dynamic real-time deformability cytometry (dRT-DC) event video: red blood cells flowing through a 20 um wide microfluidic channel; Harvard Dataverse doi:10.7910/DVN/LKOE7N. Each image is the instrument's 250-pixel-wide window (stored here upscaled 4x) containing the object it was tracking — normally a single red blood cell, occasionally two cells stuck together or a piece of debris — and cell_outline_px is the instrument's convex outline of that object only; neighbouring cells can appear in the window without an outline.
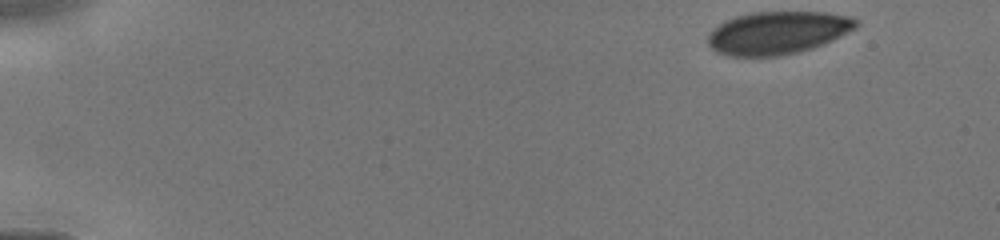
{"species": "human", "species_latin": "Homo sapiens", "temperature_condition": "cold", "stored_images_in_passage": 23, "camera_frame_rate_fps": 3000, "um_per_image_px": 0.085, "donor": {"sex": "male"}, "frame": {"image": 1, "passage_image": 1, "time_ms": 0.0, "image_size_px": [1000, 240], "cell_outline_px": [[860, 24], [856, 28], [832, 40], [812, 48], [780, 56], [728, 56], [716, 52], [708, 44], [708, 32], [712, 28], [724, 20], [736, 16], [752, 12], [824, 12], [852, 16]], "centroid_in_image_um": [66.07, 2.78], "position_along_channel_um": 18.9, "area_um2": 37.17}}
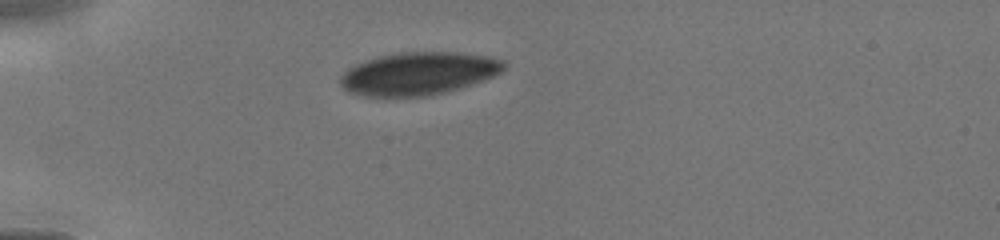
{"frame": {"image": 2, "passage_image": 18, "time_ms": 3.0, "image_size_px": [1000, 240], "cell_outline_px": [[504, 68], [500, 72], [492, 76], [444, 92], [428, 96], [364, 96], [348, 92], [340, 84], [340, 76], [348, 68], [364, 60], [376, 56], [396, 52], [460, 52], [488, 56], [500, 60], [504, 64]], "centroid_in_image_um": [35.49, 6.23], "position_along_channel_um": 49.5, "area_um2": 40.46}}